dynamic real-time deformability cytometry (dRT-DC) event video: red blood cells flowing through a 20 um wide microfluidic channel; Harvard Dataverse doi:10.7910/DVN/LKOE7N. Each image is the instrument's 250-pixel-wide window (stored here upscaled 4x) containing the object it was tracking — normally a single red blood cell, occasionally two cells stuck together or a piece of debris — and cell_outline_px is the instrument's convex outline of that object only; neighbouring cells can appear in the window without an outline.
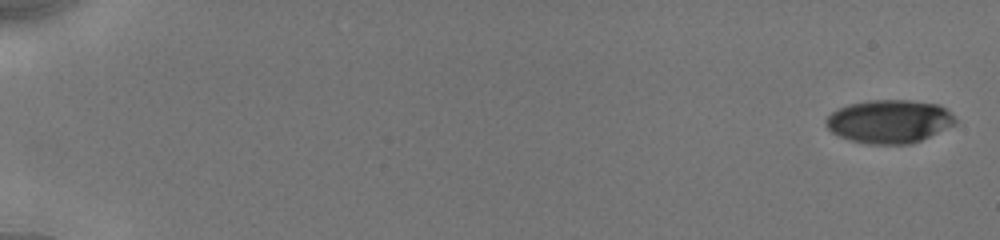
{"species": "human", "species_latin": "Homo sapiens", "temperature_condition": "cold", "stored_images_in_passage": 8, "camera_frame_rate_fps": 3000, "um_per_image_px": 0.085, "donor": {"sex": "male"}, "frame": {"image": 1, "passage_image": 1, "time_ms": 0.0, "image_size_px": [1000, 240], "cell_outline_px": [[956, 124], [912, 144], [868, 144], [848, 140], [832, 132], [824, 124], [824, 120], [832, 112], [848, 104], [868, 100], [908, 100], [940, 104], [956, 120]], "centroid_in_image_um": [75.56, 10.32], "position_along_channel_um": 9.4, "area_um2": 32.66}}